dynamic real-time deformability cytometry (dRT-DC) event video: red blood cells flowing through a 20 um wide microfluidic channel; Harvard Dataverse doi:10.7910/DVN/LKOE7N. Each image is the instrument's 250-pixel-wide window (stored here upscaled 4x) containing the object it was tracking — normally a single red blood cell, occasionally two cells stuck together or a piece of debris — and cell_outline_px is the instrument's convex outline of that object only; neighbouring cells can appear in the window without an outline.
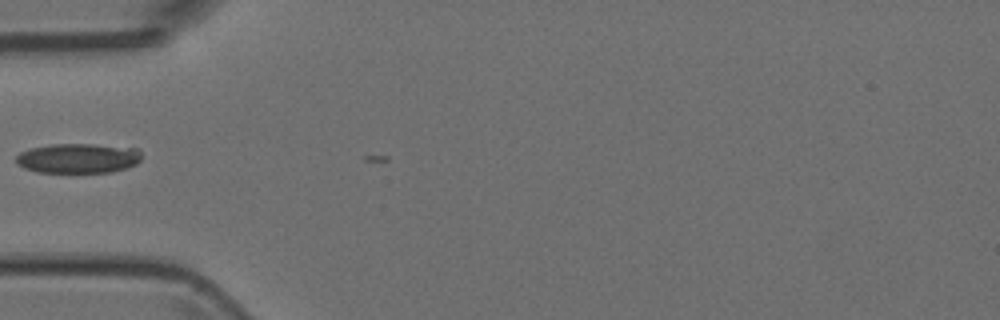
{"species": "Egyptian fruit bat (a non-hibernating species)", "species_latin": "Rousettus aegyptiacus", "temperature_condition": "room temperature", "stored_images_in_passage": 2, "camera_frame_rate_fps": 3000, "um_per_image_px": 0.085, "animal": {"sex": "female"}, "frame": {"image": 1, "passage_image": 1, "time_ms": 0.0, "image_size_px": [1000, 320], "cell_outline_px": [[140, 160], [136, 164], [124, 168], [108, 172], [36, 172], [24, 168], [16, 164], [16, 156], [20, 152], [28, 148], [52, 144], [92, 144], [140, 148]], "centroid_in_image_um": [6.61, 13.44], "position_along_channel_um": 78.4, "area_um2": 21.85}}